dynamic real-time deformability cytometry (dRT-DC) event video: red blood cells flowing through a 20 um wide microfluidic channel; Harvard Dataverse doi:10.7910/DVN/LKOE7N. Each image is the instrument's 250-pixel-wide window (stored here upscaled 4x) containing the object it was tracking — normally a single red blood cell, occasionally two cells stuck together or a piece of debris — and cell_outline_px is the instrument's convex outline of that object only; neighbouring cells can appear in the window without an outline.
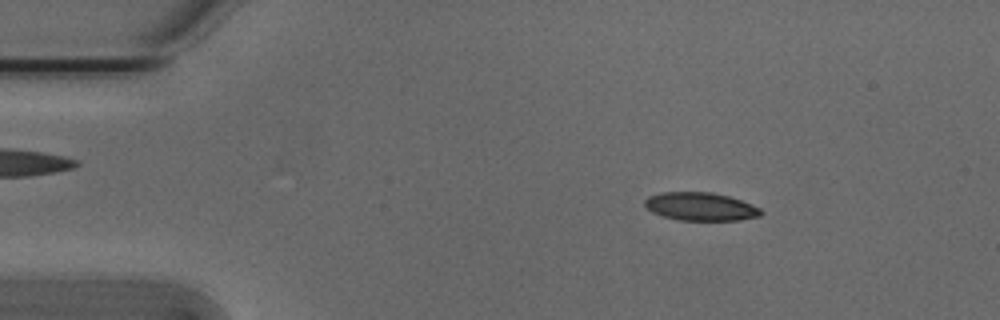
{"species": "Egyptian fruit bat (a non-hibernating species)", "species_latin": "Rousettus aegyptiacus", "temperature_condition": "cold", "stored_images_in_passage": 53, "camera_frame_rate_fps": 3000, "um_per_image_px": 0.085, "animal": {"sex": "male"}, "frame": {"image": 1, "passage_image": 8, "time_ms": 2.333, "image_size_px": [1000, 320], "cell_outline_px": [[764, 212], [760, 216], [740, 220], [680, 220], [664, 216], [652, 212], [644, 204], [644, 200], [648, 196], [660, 192], [712, 192], [728, 196], [752, 204], [760, 208]], "centroid_in_image_um": [59.56, 17.55], "position_along_channel_um": 25.4, "area_um2": 19.07}}
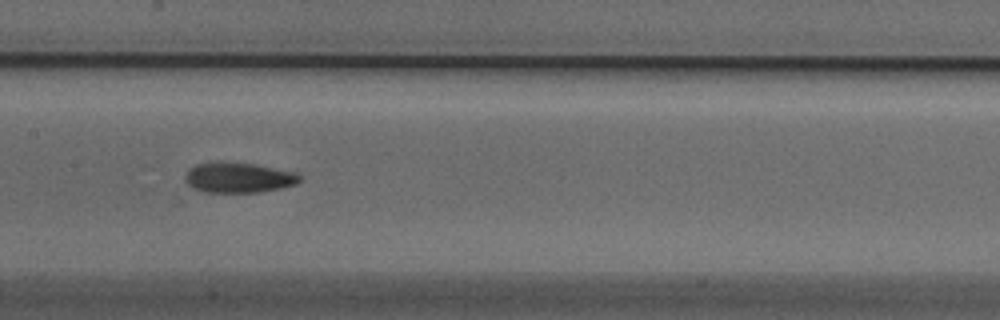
{"frame": {"image": 2, "passage_image": 26, "time_ms": 8.333, "image_size_px": [1000, 320], "cell_outline_px": [[300, 180], [296, 184], [280, 188], [260, 192], [204, 192], [192, 188], [184, 180], [184, 176], [196, 164], [256, 164], [296, 172], [300, 176]], "centroid_in_image_um": [20.31, 15.13], "position_along_channel_um": 187.1, "area_um2": 19.59}}
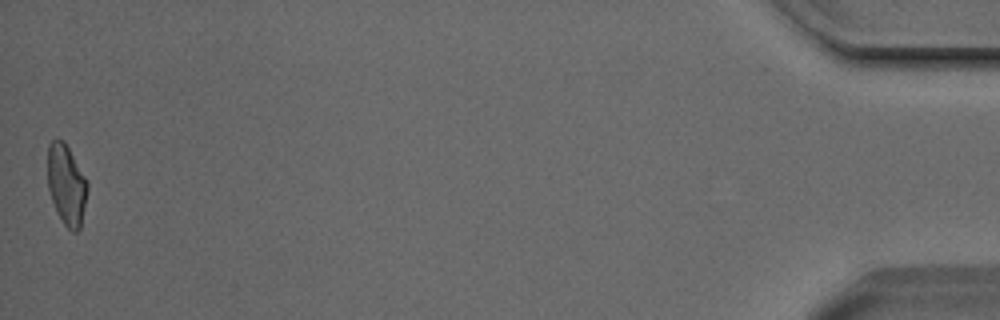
{"frame": {"image": 3, "passage_image": 53, "time_ms": 17.333, "image_size_px": [1000, 320], "cell_outline_px": [[88, 192], [80, 228], [76, 232], [72, 232], [64, 224], [56, 212], [48, 188], [48, 144], [52, 140], [64, 140], [88, 180]], "centroid_in_image_um": [5.67, 15.7], "position_along_channel_um": 429.5, "area_um2": 18.84}, "authors_computed_cell_mechanics": {"area_um2": 19.5364, "velocity_mm_per_s": 3.8097, "shape_relaxation_time_tau1_ms": 4.0584, "shape_relaxation_time_tau2_ms": 4.7894, "deformation_change_tau1": 0.1404, "deformation_change_tau2": 0.1271}}